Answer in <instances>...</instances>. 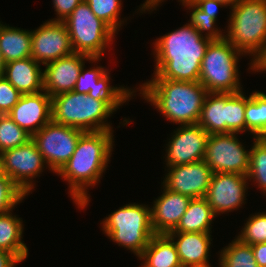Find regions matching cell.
I'll return each mask as SVG.
<instances>
[{
    "mask_svg": "<svg viewBox=\"0 0 266 267\" xmlns=\"http://www.w3.org/2000/svg\"><path fill=\"white\" fill-rule=\"evenodd\" d=\"M155 40V71L151 79L199 81L201 62L211 39L189 23Z\"/></svg>",
    "mask_w": 266,
    "mask_h": 267,
    "instance_id": "1",
    "label": "cell"
},
{
    "mask_svg": "<svg viewBox=\"0 0 266 267\" xmlns=\"http://www.w3.org/2000/svg\"><path fill=\"white\" fill-rule=\"evenodd\" d=\"M113 136V131L84 132L71 158L57 172L68 182L69 193L78 208L84 210L89 204L87 189L100 182L108 167L114 146Z\"/></svg>",
    "mask_w": 266,
    "mask_h": 267,
    "instance_id": "2",
    "label": "cell"
},
{
    "mask_svg": "<svg viewBox=\"0 0 266 267\" xmlns=\"http://www.w3.org/2000/svg\"><path fill=\"white\" fill-rule=\"evenodd\" d=\"M141 86V87H140ZM140 94L170 122L197 124L208 91L199 81L152 79L140 85Z\"/></svg>",
    "mask_w": 266,
    "mask_h": 267,
    "instance_id": "3",
    "label": "cell"
},
{
    "mask_svg": "<svg viewBox=\"0 0 266 267\" xmlns=\"http://www.w3.org/2000/svg\"><path fill=\"white\" fill-rule=\"evenodd\" d=\"M225 38L244 55L249 69L266 49V0H241L231 9Z\"/></svg>",
    "mask_w": 266,
    "mask_h": 267,
    "instance_id": "4",
    "label": "cell"
},
{
    "mask_svg": "<svg viewBox=\"0 0 266 267\" xmlns=\"http://www.w3.org/2000/svg\"><path fill=\"white\" fill-rule=\"evenodd\" d=\"M52 121L84 132L113 131L107 119L115 112L106 102L74 90L51 97Z\"/></svg>",
    "mask_w": 266,
    "mask_h": 267,
    "instance_id": "5",
    "label": "cell"
},
{
    "mask_svg": "<svg viewBox=\"0 0 266 267\" xmlns=\"http://www.w3.org/2000/svg\"><path fill=\"white\" fill-rule=\"evenodd\" d=\"M100 224L107 237L137 257L155 235L151 224V208L146 204H126L109 214Z\"/></svg>",
    "mask_w": 266,
    "mask_h": 267,
    "instance_id": "6",
    "label": "cell"
},
{
    "mask_svg": "<svg viewBox=\"0 0 266 267\" xmlns=\"http://www.w3.org/2000/svg\"><path fill=\"white\" fill-rule=\"evenodd\" d=\"M239 52L226 38L212 40L201 62L199 82L208 93H237L242 91L238 62Z\"/></svg>",
    "mask_w": 266,
    "mask_h": 267,
    "instance_id": "7",
    "label": "cell"
},
{
    "mask_svg": "<svg viewBox=\"0 0 266 267\" xmlns=\"http://www.w3.org/2000/svg\"><path fill=\"white\" fill-rule=\"evenodd\" d=\"M68 29L73 52L102 58L116 33L83 0L63 21ZM104 53V54H103Z\"/></svg>",
    "mask_w": 266,
    "mask_h": 267,
    "instance_id": "8",
    "label": "cell"
},
{
    "mask_svg": "<svg viewBox=\"0 0 266 267\" xmlns=\"http://www.w3.org/2000/svg\"><path fill=\"white\" fill-rule=\"evenodd\" d=\"M84 131L53 122L47 123L32 136L47 167L57 173L71 158Z\"/></svg>",
    "mask_w": 266,
    "mask_h": 267,
    "instance_id": "9",
    "label": "cell"
},
{
    "mask_svg": "<svg viewBox=\"0 0 266 267\" xmlns=\"http://www.w3.org/2000/svg\"><path fill=\"white\" fill-rule=\"evenodd\" d=\"M238 133L209 134L203 160L213 173L246 175L250 150L238 140Z\"/></svg>",
    "mask_w": 266,
    "mask_h": 267,
    "instance_id": "10",
    "label": "cell"
},
{
    "mask_svg": "<svg viewBox=\"0 0 266 267\" xmlns=\"http://www.w3.org/2000/svg\"><path fill=\"white\" fill-rule=\"evenodd\" d=\"M1 156L3 173L28 196L35 186L33 178L40 177L43 169H47L35 142L30 139L19 147L3 151Z\"/></svg>",
    "mask_w": 266,
    "mask_h": 267,
    "instance_id": "11",
    "label": "cell"
},
{
    "mask_svg": "<svg viewBox=\"0 0 266 267\" xmlns=\"http://www.w3.org/2000/svg\"><path fill=\"white\" fill-rule=\"evenodd\" d=\"M73 53L64 22L46 21L31 30V57L39 64L46 65Z\"/></svg>",
    "mask_w": 266,
    "mask_h": 267,
    "instance_id": "12",
    "label": "cell"
},
{
    "mask_svg": "<svg viewBox=\"0 0 266 267\" xmlns=\"http://www.w3.org/2000/svg\"><path fill=\"white\" fill-rule=\"evenodd\" d=\"M248 188L246 175L213 173L205 198L216 216L226 214L242 207Z\"/></svg>",
    "mask_w": 266,
    "mask_h": 267,
    "instance_id": "13",
    "label": "cell"
},
{
    "mask_svg": "<svg viewBox=\"0 0 266 267\" xmlns=\"http://www.w3.org/2000/svg\"><path fill=\"white\" fill-rule=\"evenodd\" d=\"M208 137L209 134L198 124L181 125L166 144L167 167L203 160Z\"/></svg>",
    "mask_w": 266,
    "mask_h": 267,
    "instance_id": "14",
    "label": "cell"
},
{
    "mask_svg": "<svg viewBox=\"0 0 266 267\" xmlns=\"http://www.w3.org/2000/svg\"><path fill=\"white\" fill-rule=\"evenodd\" d=\"M167 169L168 173L162 182L166 189L191 199L206 196L213 172L204 160Z\"/></svg>",
    "mask_w": 266,
    "mask_h": 267,
    "instance_id": "15",
    "label": "cell"
},
{
    "mask_svg": "<svg viewBox=\"0 0 266 267\" xmlns=\"http://www.w3.org/2000/svg\"><path fill=\"white\" fill-rule=\"evenodd\" d=\"M100 59L73 52L46 64V68L43 70V91H46L51 97L73 91L81 68L85 65V60L95 63Z\"/></svg>",
    "mask_w": 266,
    "mask_h": 267,
    "instance_id": "16",
    "label": "cell"
},
{
    "mask_svg": "<svg viewBox=\"0 0 266 267\" xmlns=\"http://www.w3.org/2000/svg\"><path fill=\"white\" fill-rule=\"evenodd\" d=\"M7 115L33 136L52 120L51 96L46 91L22 94Z\"/></svg>",
    "mask_w": 266,
    "mask_h": 267,
    "instance_id": "17",
    "label": "cell"
},
{
    "mask_svg": "<svg viewBox=\"0 0 266 267\" xmlns=\"http://www.w3.org/2000/svg\"><path fill=\"white\" fill-rule=\"evenodd\" d=\"M163 193L151 206V224L155 234H167L179 224L191 200L190 197L169 191L164 186Z\"/></svg>",
    "mask_w": 266,
    "mask_h": 267,
    "instance_id": "18",
    "label": "cell"
},
{
    "mask_svg": "<svg viewBox=\"0 0 266 267\" xmlns=\"http://www.w3.org/2000/svg\"><path fill=\"white\" fill-rule=\"evenodd\" d=\"M174 242L182 267H210L211 234L200 232H168Z\"/></svg>",
    "mask_w": 266,
    "mask_h": 267,
    "instance_id": "19",
    "label": "cell"
},
{
    "mask_svg": "<svg viewBox=\"0 0 266 267\" xmlns=\"http://www.w3.org/2000/svg\"><path fill=\"white\" fill-rule=\"evenodd\" d=\"M4 77L22 94H36L43 91L41 64L32 57L7 62Z\"/></svg>",
    "mask_w": 266,
    "mask_h": 267,
    "instance_id": "20",
    "label": "cell"
},
{
    "mask_svg": "<svg viewBox=\"0 0 266 267\" xmlns=\"http://www.w3.org/2000/svg\"><path fill=\"white\" fill-rule=\"evenodd\" d=\"M141 267H182L176 246L167 234H155L138 257Z\"/></svg>",
    "mask_w": 266,
    "mask_h": 267,
    "instance_id": "21",
    "label": "cell"
},
{
    "mask_svg": "<svg viewBox=\"0 0 266 267\" xmlns=\"http://www.w3.org/2000/svg\"><path fill=\"white\" fill-rule=\"evenodd\" d=\"M0 21V50L5 63L31 57V31Z\"/></svg>",
    "mask_w": 266,
    "mask_h": 267,
    "instance_id": "22",
    "label": "cell"
},
{
    "mask_svg": "<svg viewBox=\"0 0 266 267\" xmlns=\"http://www.w3.org/2000/svg\"><path fill=\"white\" fill-rule=\"evenodd\" d=\"M10 210L0 214V249L13 254L20 262L28 257V247L23 239V221ZM17 216V217H16Z\"/></svg>",
    "mask_w": 266,
    "mask_h": 267,
    "instance_id": "23",
    "label": "cell"
},
{
    "mask_svg": "<svg viewBox=\"0 0 266 267\" xmlns=\"http://www.w3.org/2000/svg\"><path fill=\"white\" fill-rule=\"evenodd\" d=\"M216 215L205 197L192 198L177 227L170 232L211 233Z\"/></svg>",
    "mask_w": 266,
    "mask_h": 267,
    "instance_id": "24",
    "label": "cell"
},
{
    "mask_svg": "<svg viewBox=\"0 0 266 267\" xmlns=\"http://www.w3.org/2000/svg\"><path fill=\"white\" fill-rule=\"evenodd\" d=\"M208 134L226 133V93H208L198 120Z\"/></svg>",
    "mask_w": 266,
    "mask_h": 267,
    "instance_id": "25",
    "label": "cell"
},
{
    "mask_svg": "<svg viewBox=\"0 0 266 267\" xmlns=\"http://www.w3.org/2000/svg\"><path fill=\"white\" fill-rule=\"evenodd\" d=\"M246 131L253 137H266V94L253 91L249 97L246 96L245 108Z\"/></svg>",
    "mask_w": 266,
    "mask_h": 267,
    "instance_id": "26",
    "label": "cell"
},
{
    "mask_svg": "<svg viewBox=\"0 0 266 267\" xmlns=\"http://www.w3.org/2000/svg\"><path fill=\"white\" fill-rule=\"evenodd\" d=\"M109 70L98 80L94 89H90L88 95L106 102L114 111H117L126 101H129L135 90L128 87H116L110 85ZM130 98V99H129Z\"/></svg>",
    "mask_w": 266,
    "mask_h": 267,
    "instance_id": "27",
    "label": "cell"
},
{
    "mask_svg": "<svg viewBox=\"0 0 266 267\" xmlns=\"http://www.w3.org/2000/svg\"><path fill=\"white\" fill-rule=\"evenodd\" d=\"M220 267H258L251 245L240 242L237 238L220 252Z\"/></svg>",
    "mask_w": 266,
    "mask_h": 267,
    "instance_id": "28",
    "label": "cell"
},
{
    "mask_svg": "<svg viewBox=\"0 0 266 267\" xmlns=\"http://www.w3.org/2000/svg\"><path fill=\"white\" fill-rule=\"evenodd\" d=\"M252 144L247 178L256 182L266 196V137H254Z\"/></svg>",
    "mask_w": 266,
    "mask_h": 267,
    "instance_id": "29",
    "label": "cell"
},
{
    "mask_svg": "<svg viewBox=\"0 0 266 267\" xmlns=\"http://www.w3.org/2000/svg\"><path fill=\"white\" fill-rule=\"evenodd\" d=\"M246 95L243 91L226 93V133L246 132Z\"/></svg>",
    "mask_w": 266,
    "mask_h": 267,
    "instance_id": "30",
    "label": "cell"
},
{
    "mask_svg": "<svg viewBox=\"0 0 266 267\" xmlns=\"http://www.w3.org/2000/svg\"><path fill=\"white\" fill-rule=\"evenodd\" d=\"M32 136L7 114L0 115V153L27 143Z\"/></svg>",
    "mask_w": 266,
    "mask_h": 267,
    "instance_id": "31",
    "label": "cell"
},
{
    "mask_svg": "<svg viewBox=\"0 0 266 267\" xmlns=\"http://www.w3.org/2000/svg\"><path fill=\"white\" fill-rule=\"evenodd\" d=\"M92 12L103 22H105L115 33H118L123 25L119 17L121 13L122 0H85Z\"/></svg>",
    "mask_w": 266,
    "mask_h": 267,
    "instance_id": "32",
    "label": "cell"
},
{
    "mask_svg": "<svg viewBox=\"0 0 266 267\" xmlns=\"http://www.w3.org/2000/svg\"><path fill=\"white\" fill-rule=\"evenodd\" d=\"M184 7H187L192 12L190 13L189 24L193 26L201 35L205 32V37L211 40H222L225 39V32L223 30H218L216 21L208 16L205 12L199 9L191 0H186L180 2ZM191 8V9H190ZM216 26V27H215Z\"/></svg>",
    "mask_w": 266,
    "mask_h": 267,
    "instance_id": "33",
    "label": "cell"
},
{
    "mask_svg": "<svg viewBox=\"0 0 266 267\" xmlns=\"http://www.w3.org/2000/svg\"><path fill=\"white\" fill-rule=\"evenodd\" d=\"M241 233L236 237L240 242L248 245L266 242V213L258 212L250 215Z\"/></svg>",
    "mask_w": 266,
    "mask_h": 267,
    "instance_id": "34",
    "label": "cell"
},
{
    "mask_svg": "<svg viewBox=\"0 0 266 267\" xmlns=\"http://www.w3.org/2000/svg\"><path fill=\"white\" fill-rule=\"evenodd\" d=\"M26 196L11 178L0 175V214L13 210Z\"/></svg>",
    "mask_w": 266,
    "mask_h": 267,
    "instance_id": "35",
    "label": "cell"
},
{
    "mask_svg": "<svg viewBox=\"0 0 266 267\" xmlns=\"http://www.w3.org/2000/svg\"><path fill=\"white\" fill-rule=\"evenodd\" d=\"M85 65L81 68L78 75L74 91L77 93L88 94L90 89H94L98 80L108 71L103 66H96L85 70Z\"/></svg>",
    "mask_w": 266,
    "mask_h": 267,
    "instance_id": "36",
    "label": "cell"
},
{
    "mask_svg": "<svg viewBox=\"0 0 266 267\" xmlns=\"http://www.w3.org/2000/svg\"><path fill=\"white\" fill-rule=\"evenodd\" d=\"M20 93L5 77L0 78V115L8 114L18 103Z\"/></svg>",
    "mask_w": 266,
    "mask_h": 267,
    "instance_id": "37",
    "label": "cell"
},
{
    "mask_svg": "<svg viewBox=\"0 0 266 267\" xmlns=\"http://www.w3.org/2000/svg\"><path fill=\"white\" fill-rule=\"evenodd\" d=\"M83 0H53L57 18L50 21L63 22Z\"/></svg>",
    "mask_w": 266,
    "mask_h": 267,
    "instance_id": "38",
    "label": "cell"
},
{
    "mask_svg": "<svg viewBox=\"0 0 266 267\" xmlns=\"http://www.w3.org/2000/svg\"><path fill=\"white\" fill-rule=\"evenodd\" d=\"M199 9L205 12L208 16H211L215 21L217 20L218 8L227 6L219 1L215 0H191Z\"/></svg>",
    "mask_w": 266,
    "mask_h": 267,
    "instance_id": "39",
    "label": "cell"
},
{
    "mask_svg": "<svg viewBox=\"0 0 266 267\" xmlns=\"http://www.w3.org/2000/svg\"><path fill=\"white\" fill-rule=\"evenodd\" d=\"M258 267H266V242L251 245Z\"/></svg>",
    "mask_w": 266,
    "mask_h": 267,
    "instance_id": "40",
    "label": "cell"
},
{
    "mask_svg": "<svg viewBox=\"0 0 266 267\" xmlns=\"http://www.w3.org/2000/svg\"><path fill=\"white\" fill-rule=\"evenodd\" d=\"M20 261L10 252L0 249V267H15Z\"/></svg>",
    "mask_w": 266,
    "mask_h": 267,
    "instance_id": "41",
    "label": "cell"
},
{
    "mask_svg": "<svg viewBox=\"0 0 266 267\" xmlns=\"http://www.w3.org/2000/svg\"><path fill=\"white\" fill-rule=\"evenodd\" d=\"M178 1H186V0H178ZM162 2H164V0H145V2L143 4H141L140 8V13H144L147 11L151 12L154 10H156V7L159 6V4H161ZM151 10V11H150Z\"/></svg>",
    "mask_w": 266,
    "mask_h": 267,
    "instance_id": "42",
    "label": "cell"
},
{
    "mask_svg": "<svg viewBox=\"0 0 266 267\" xmlns=\"http://www.w3.org/2000/svg\"><path fill=\"white\" fill-rule=\"evenodd\" d=\"M261 72L266 71V49L263 54L254 62L253 64V72Z\"/></svg>",
    "mask_w": 266,
    "mask_h": 267,
    "instance_id": "43",
    "label": "cell"
},
{
    "mask_svg": "<svg viewBox=\"0 0 266 267\" xmlns=\"http://www.w3.org/2000/svg\"><path fill=\"white\" fill-rule=\"evenodd\" d=\"M224 3L226 6H230V9L233 6H236L241 0H215Z\"/></svg>",
    "mask_w": 266,
    "mask_h": 267,
    "instance_id": "44",
    "label": "cell"
},
{
    "mask_svg": "<svg viewBox=\"0 0 266 267\" xmlns=\"http://www.w3.org/2000/svg\"><path fill=\"white\" fill-rule=\"evenodd\" d=\"M5 62L3 60L1 50H0V78L4 77L5 74Z\"/></svg>",
    "mask_w": 266,
    "mask_h": 267,
    "instance_id": "45",
    "label": "cell"
},
{
    "mask_svg": "<svg viewBox=\"0 0 266 267\" xmlns=\"http://www.w3.org/2000/svg\"><path fill=\"white\" fill-rule=\"evenodd\" d=\"M3 174V171H2V156H1V153H0V175Z\"/></svg>",
    "mask_w": 266,
    "mask_h": 267,
    "instance_id": "46",
    "label": "cell"
}]
</instances>
